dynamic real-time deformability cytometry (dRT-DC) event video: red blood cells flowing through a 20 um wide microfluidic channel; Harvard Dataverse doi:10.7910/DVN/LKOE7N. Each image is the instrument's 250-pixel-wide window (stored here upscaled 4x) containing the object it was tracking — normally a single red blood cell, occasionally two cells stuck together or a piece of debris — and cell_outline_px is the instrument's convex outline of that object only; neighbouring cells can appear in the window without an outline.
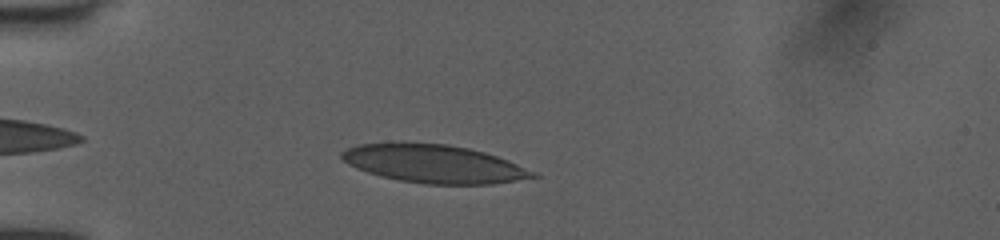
{"species": "human", "species_latin": "Homo sapiens", "temperature_condition": "room temperature", "stored_images_in_passage": 41, "camera_frame_rate_fps": 3000, "um_per_image_px": 0.085, "donor": {"sex": "female"}, "frame": {"image": 1, "passage_image": 5, "time_ms": 1.333, "image_size_px": [1000, 240], "cell_outline_px": [[540, 176], [492, 184], [428, 184], [400, 180], [380, 176], [356, 168], [348, 164], [340, 156], [340, 152], [348, 148], [360, 144], [448, 144], [468, 148], [484, 152], [508, 160], [536, 172]], "centroid_in_image_um": [36.91, 13.94], "position_along_channel_um": 48.1, "area_um2": 41.73}}
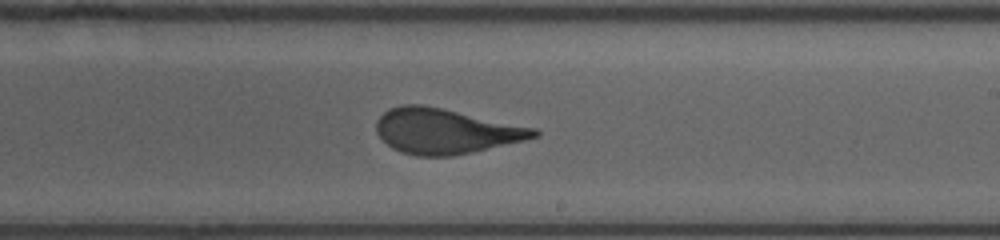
{"frame": {"image": 2, "passage_image": 22, "time_ms": 7.0, "image_size_px": [1000, 240], "cell_outline_px": [[540, 136], [524, 140], [472, 152], [452, 156], [416, 156], [400, 152], [392, 148], [376, 132], [376, 120], [388, 108], [404, 104], [420, 104], [440, 108], [536, 128], [540, 132]], "centroid_in_image_um": [37.84, 11.15], "position_along_channel_um": 251.2, "area_um2": 41.21}}
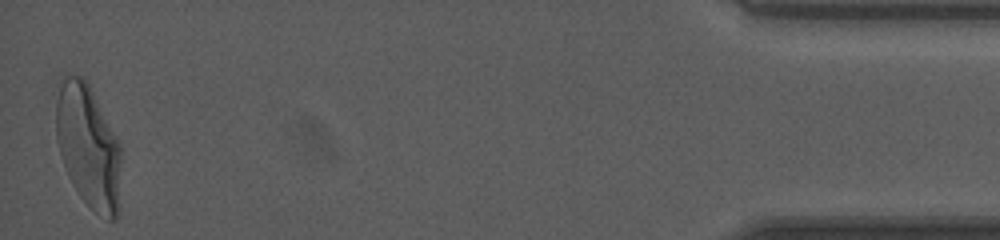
{"frame": {"image": 3, "passage_image": 41, "time_ms": 13.333, "image_size_px": [1000, 240], "cell_outline_px": [[120, 212], [116, 220], [108, 220], [96, 212], [80, 196], [68, 176], [60, 152], [56, 136], [56, 100], [60, 84], [64, 76], [80, 76], [88, 84], [120, 144]], "centroid_in_image_um": [7.52, 12.5], "position_along_channel_um": 427.7, "area_um2": 46.3}, "authors_computed_cell_mechanics": {"area_um2": 41.8472, "velocity_mm_per_s": 4.0515, "shape_relaxation_time_tau1_ms": 4.7876, "shape_relaxation_time_tau2_ms": 0.6843, "deformation_change_tau1": 0.2029, "deformation_change_tau2": 0.0769}}